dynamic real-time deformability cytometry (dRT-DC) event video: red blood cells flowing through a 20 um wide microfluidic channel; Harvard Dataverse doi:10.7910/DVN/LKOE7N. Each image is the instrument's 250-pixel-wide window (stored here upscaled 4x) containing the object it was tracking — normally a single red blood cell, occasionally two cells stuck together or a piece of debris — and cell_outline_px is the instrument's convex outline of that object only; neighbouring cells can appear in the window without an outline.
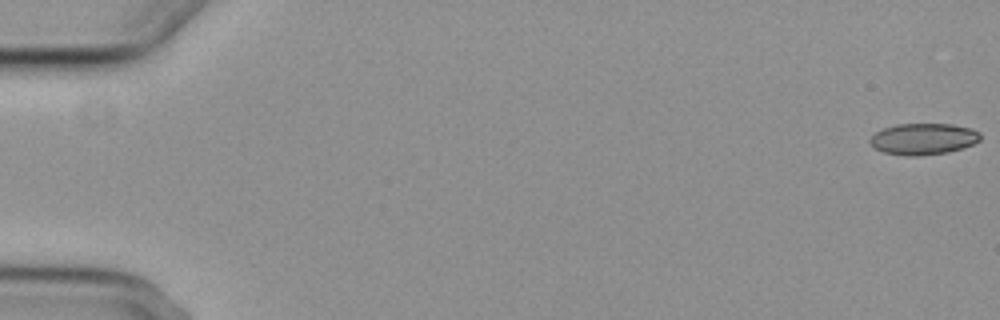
{"species": "common noctule bat (a hibernating species)", "species_latin": "Nyctalus noctula", "temperature_condition": "cold", "stored_images_in_passage": 6, "segment_of_instrument_passage": [1, 2], "camera_frame_rate_fps": 3000, "um_per_image_px": 0.085, "animal": {"sex": "female", "body_mass_g": 29.2, "forearm_length_mm": 56.3}, "frame": {"image": 1, "passage_image": 1, "time_ms": 0.0, "image_size_px": [1000, 320], "cell_outline_px": [[980, 140], [964, 148], [948, 152], [920, 156], [908, 156], [884, 152], [876, 148], [868, 140], [876, 132], [884, 128], [896, 124], [952, 124], [972, 128], [980, 132]], "centroid_in_image_um": [78.52, 11.81], "position_along_channel_um": 6.5, "area_um2": 20.17}}
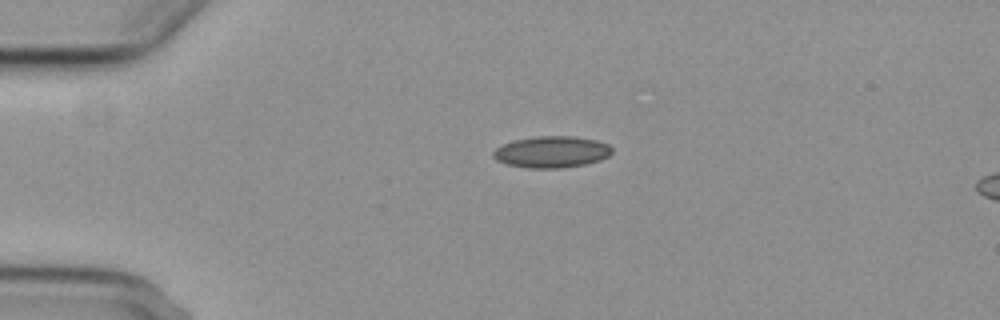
{"frame": {"image": 2, "passage_image": 4, "time_ms": 4.333, "image_size_px": [1000, 320], "cell_outline_px": [[612, 152], [608, 156], [600, 160], [584, 164], [564, 168], [528, 168], [508, 164], [496, 160], [492, 156], [492, 152], [496, 148], [504, 144], [516, 140], [536, 136], [572, 136], [596, 140], [608, 144], [612, 148]], "centroid_in_image_um": [46.89, 12.91], "position_along_channel_um": 38.1, "area_um2": 21.73}}